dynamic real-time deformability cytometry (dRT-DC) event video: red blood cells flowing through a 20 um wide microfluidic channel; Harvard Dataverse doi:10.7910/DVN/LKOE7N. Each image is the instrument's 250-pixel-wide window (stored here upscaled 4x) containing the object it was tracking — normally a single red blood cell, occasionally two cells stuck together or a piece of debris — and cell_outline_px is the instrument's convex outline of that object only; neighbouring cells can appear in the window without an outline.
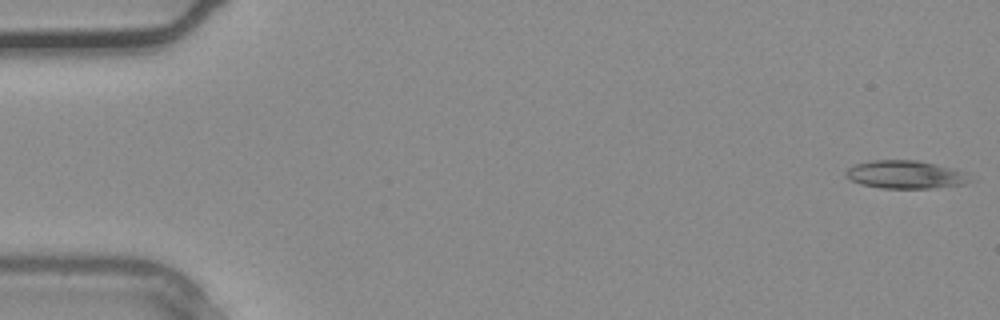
{"species": "common noctule bat (a hibernating species)", "species_latin": "Nyctalus noctula", "temperature_condition": "warm", "stored_images_in_passage": 37, "camera_frame_rate_fps": 3000, "um_per_image_px": 0.085, "animal": {"sex": "male", "body_mass_g": 20.4}, "frame": {"image": 1, "passage_image": 1, "time_ms": 0.0, "image_size_px": [1000, 320], "cell_outline_px": [[976, 180], [964, 184], [932, 188], [880, 188], [860, 184], [844, 176], [844, 172], [848, 168], [856, 164], [872, 160], [916, 160], [956, 168], [964, 172]], "centroid_in_image_um": [77.0, 14.84], "position_along_channel_um": 8.0, "area_um2": 20.52}}
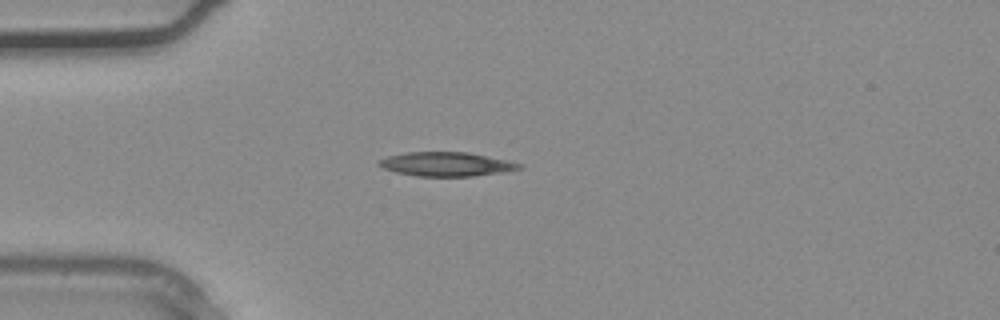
{"frame": {"image": 2, "passage_image": 10, "time_ms": 3.0, "image_size_px": [1000, 320], "cell_outline_px": [[524, 168], [504, 172], [472, 176], [416, 176], [396, 172], [384, 168], [376, 164], [380, 160], [388, 156], [408, 152], [468, 152], [504, 160], [520, 164]], "centroid_in_image_um": [37.92, 13.96], "position_along_channel_um": 47.1, "area_um2": 19.42}}
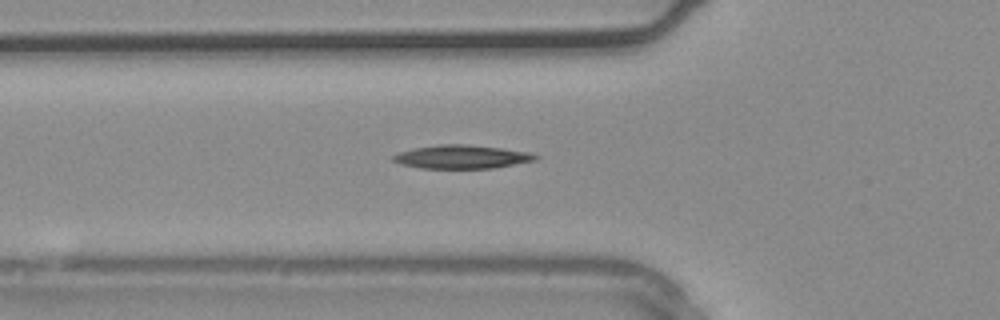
{"frame": {"image": 3, "passage_image": 13, "time_ms": 4.0, "image_size_px": [1000, 320], "cell_outline_px": [[540, 156], [536, 160], [492, 168], [420, 168], [400, 164], [392, 160], [392, 156], [400, 152], [412, 148], [440, 144], [468, 144], [500, 148], [528, 152]], "centroid_in_image_um": [39.22, 13.32], "position_along_channel_um": 86.6, "area_um2": 19.42}}